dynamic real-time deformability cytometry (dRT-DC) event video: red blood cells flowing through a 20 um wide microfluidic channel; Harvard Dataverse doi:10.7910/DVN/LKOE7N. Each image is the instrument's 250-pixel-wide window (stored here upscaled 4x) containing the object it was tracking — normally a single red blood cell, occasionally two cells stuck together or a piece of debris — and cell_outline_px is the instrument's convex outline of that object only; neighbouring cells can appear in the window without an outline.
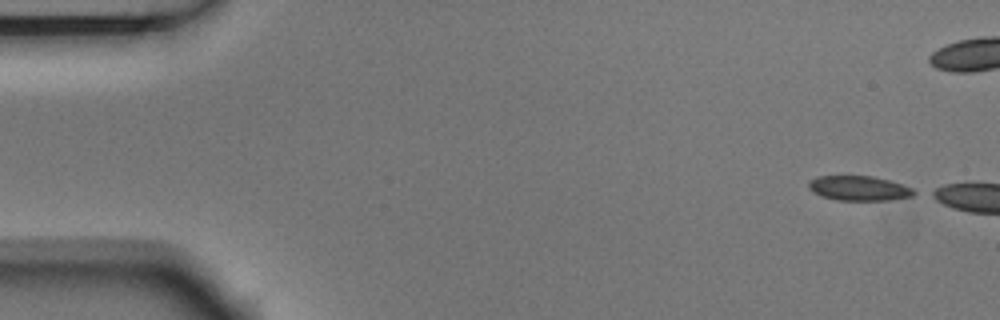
{"species": "Egyptian fruit bat (a non-hibernating species)", "species_latin": "Rousettus aegyptiacus", "temperature_condition": "room temperature", "stored_images_in_passage": 4, "camera_frame_rate_fps": 3000, "um_per_image_px": 0.085, "animal": {"sex": "male"}, "frame": {"image": 1, "passage_image": 1, "time_ms": 0.0, "image_size_px": [1000, 320], "cell_outline_px": [[920, 192], [912, 196], [888, 200], [836, 200], [820, 196], [812, 192], [808, 188], [808, 180], [816, 176], [872, 176], [888, 180], [912, 188]], "centroid_in_image_um": [72.98, 16.0], "position_along_channel_um": 12.0, "area_um2": 15.32}}